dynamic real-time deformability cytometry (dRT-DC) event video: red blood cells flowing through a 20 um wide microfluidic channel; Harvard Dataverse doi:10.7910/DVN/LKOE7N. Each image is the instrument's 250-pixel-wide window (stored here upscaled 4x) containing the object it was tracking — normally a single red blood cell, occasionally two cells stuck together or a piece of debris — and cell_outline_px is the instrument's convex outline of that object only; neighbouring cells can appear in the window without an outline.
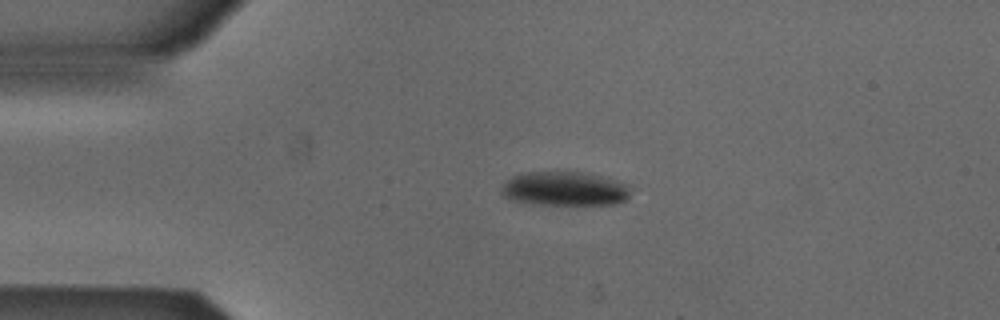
{"species": "Egyptian fruit bat (a non-hibernating species)", "species_latin": "Rousettus aegyptiacus", "temperature_condition": "cold", "stored_images_in_passage": 42, "camera_frame_rate_fps": 3000, "um_per_image_px": 0.085, "animal": {"sex": "male"}, "frame": {"image": 1, "passage_image": 1, "time_ms": 0.0, "image_size_px": [1000, 320], "cell_outline_px": [[628, 196], [624, 200], [616, 204], [540, 204], [512, 200], [504, 196], [500, 192], [500, 184], [512, 176], [520, 172], [584, 172], [608, 176], [628, 184]], "centroid_in_image_um": [47.96, 16.02], "position_along_channel_um": 37.0, "area_um2": 25.95}}
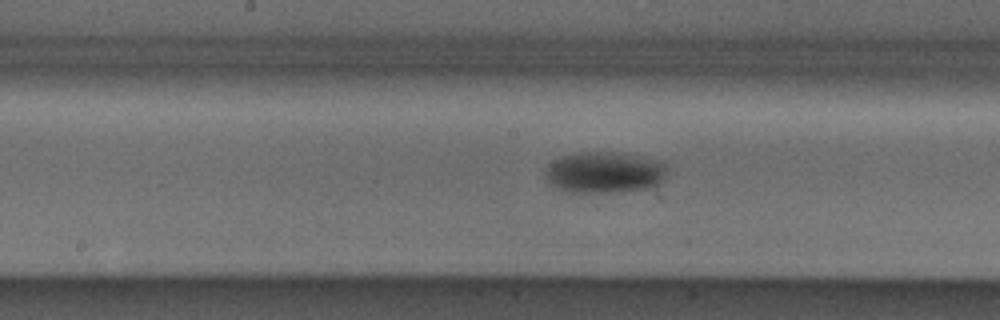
{"frame": {"image": 2, "passage_image": 16, "time_ms": 5.0, "image_size_px": [1000, 320], "cell_outline_px": [[668, 164], [664, 176], [660, 184], [656, 188], [616, 192], [568, 192], [556, 188], [548, 184], [544, 180], [544, 172], [548, 164], [564, 156], [584, 152], [612, 152], [668, 160]], "centroid_in_image_um": [51.43, 14.67], "position_along_channel_um": 196.8, "area_um2": 30.0}}
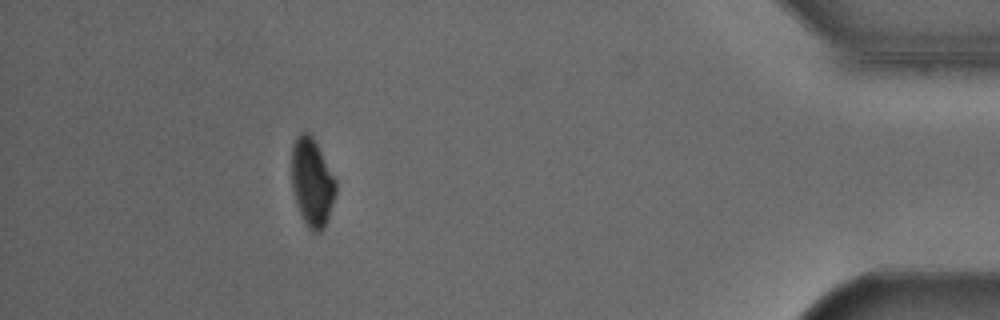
{"frame": {"image": 3, "passage_image": 37, "time_ms": 12.0, "image_size_px": [1000, 320], "cell_outline_px": [[336, 192], [324, 228], [320, 232], [312, 232], [304, 224], [296, 204], [292, 188], [292, 144], [296, 136], [300, 132], [308, 132], [312, 136], [336, 180]], "centroid_in_image_um": [26.5, 15.51], "position_along_channel_um": 408.7, "area_um2": 22.66}, "authors_computed_cell_mechanics": {"area_um2": 27.9463, "velocity_mm_per_s": 3.8607, "shape_relaxation_time_tau1_ms": 3.5476, "shape_relaxation_time_tau2_ms": null, "deformation_change_tau1": 0.0999, "deformation_change_tau2": null}}